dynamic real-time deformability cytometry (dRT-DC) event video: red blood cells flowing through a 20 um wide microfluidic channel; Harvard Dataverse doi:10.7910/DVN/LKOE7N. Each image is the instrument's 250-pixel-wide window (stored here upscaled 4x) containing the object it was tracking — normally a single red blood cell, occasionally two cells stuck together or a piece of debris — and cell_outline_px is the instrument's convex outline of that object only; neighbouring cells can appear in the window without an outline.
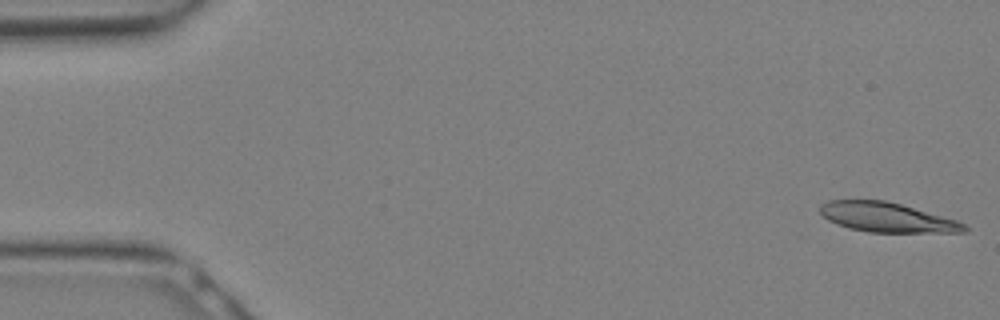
{"species": "Egyptian fruit bat (a non-hibernating species)", "species_latin": "Rousettus aegyptiacus", "temperature_condition": "warm", "stored_images_in_passage": 11, "camera_frame_rate_fps": 3000, "um_per_image_px": 0.085, "animal": {"sex": "female"}, "frame": {"image": 1, "passage_image": 1, "time_ms": 0.0, "image_size_px": [1000, 320], "cell_outline_px": [[968, 228], [964, 232], [868, 232], [848, 228], [836, 224], [828, 220], [820, 212], [820, 204], [828, 200], [884, 200], [900, 204], [956, 220], [964, 224]], "centroid_in_image_um": [75.33, 18.47], "position_along_channel_um": 9.7, "area_um2": 24.62}}
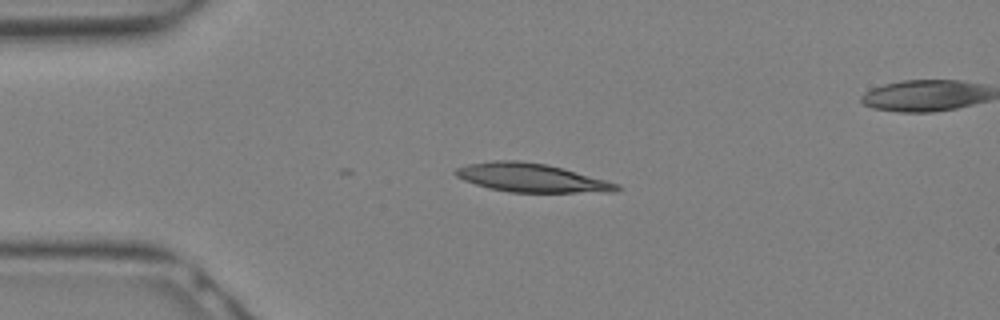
{"frame": {"image": 2, "passage_image": 7, "time_ms": 2.0, "image_size_px": [1000, 320], "cell_outline_px": [[624, 188], [616, 192], [508, 192], [488, 188], [464, 180], [456, 176], [452, 172], [456, 168], [468, 164], [492, 160], [520, 160], [548, 164], [564, 168], [620, 184]], "centroid_in_image_um": [45.19, 15.11], "position_along_channel_um": 39.8, "area_um2": 27.17}}
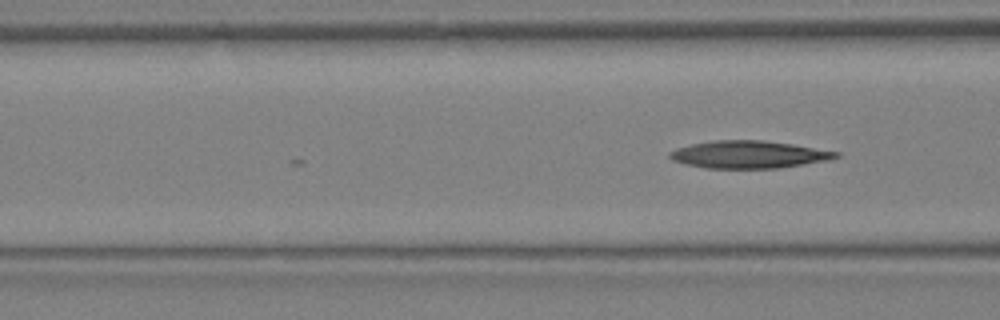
{"frame": {"image": 3, "passage_image": 11, "time_ms": 3.333, "image_size_px": [1000, 320], "cell_outline_px": [[840, 156], [828, 160], [780, 168], [704, 168], [672, 160], [668, 156], [668, 152], [676, 148], [692, 144], [712, 140], [764, 140], [792, 144], [840, 152]], "centroid_in_image_um": [63.64, 13.13], "position_along_channel_um": 103.0, "area_um2": 26.59}}